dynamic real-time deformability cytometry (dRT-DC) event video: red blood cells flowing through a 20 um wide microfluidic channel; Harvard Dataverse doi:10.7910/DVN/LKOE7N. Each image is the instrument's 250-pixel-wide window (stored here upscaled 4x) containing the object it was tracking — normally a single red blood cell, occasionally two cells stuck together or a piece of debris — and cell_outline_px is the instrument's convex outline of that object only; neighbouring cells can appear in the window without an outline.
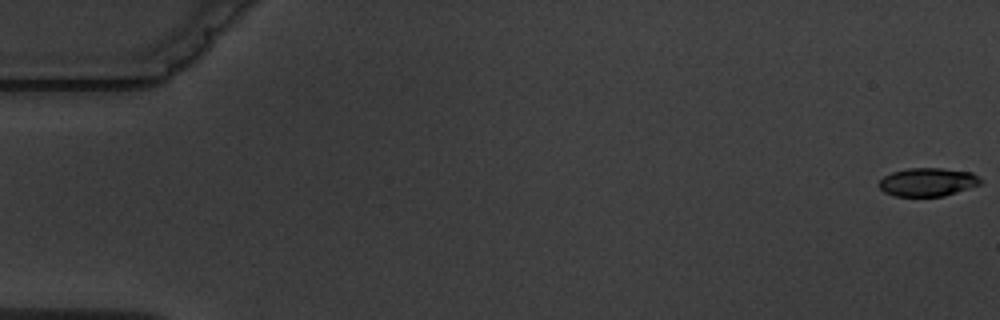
{"species": "common noctule bat (a hibernating species)", "species_latin": "Nyctalus noctula", "temperature_condition": "warm", "stored_images_in_passage": 8, "camera_frame_rate_fps": 3000, "um_per_image_px": 0.085, "animal": {"sex": "male", "body_mass_g": 19.5, "forearm_length_mm": 54.6}, "frame": {"image": 1, "passage_image": 1, "time_ms": 0.0, "image_size_px": [1000, 320], "cell_outline_px": [[984, 180], [980, 184], [944, 196], [896, 196], [884, 192], [880, 188], [880, 180], [884, 176], [892, 172], [908, 168], [940, 168], [972, 172]], "centroid_in_image_um": [78.87, 15.47], "position_along_channel_um": 6.1, "area_um2": 16.7}}
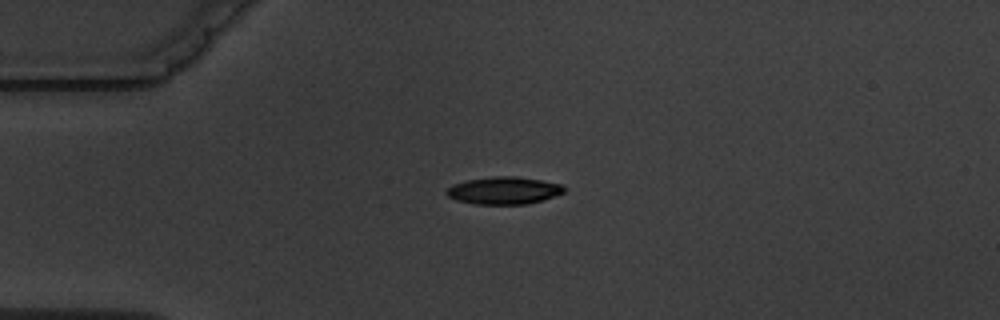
{"frame": {"image": 2, "passage_image": 5, "time_ms": 4.667, "image_size_px": [1000, 320], "cell_outline_px": [[564, 192], [528, 204], [472, 204], [456, 200], [448, 196], [444, 192], [452, 184], [464, 180], [496, 176], [516, 176], [540, 180], [560, 184], [564, 188]], "centroid_in_image_um": [42.75, 16.19], "position_along_channel_um": 42.3, "area_um2": 18.67}}
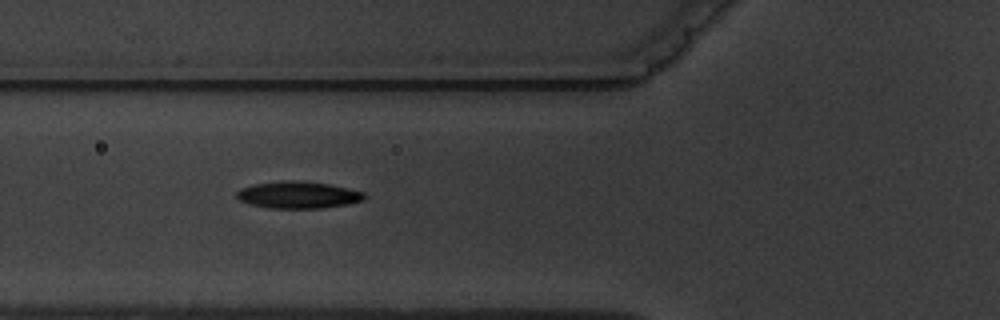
{"frame": {"image": 3, "passage_image": 7, "time_ms": 7.0, "image_size_px": [1000, 320], "cell_outline_px": [[364, 200], [348, 204], [320, 208], [272, 208], [248, 204], [240, 200], [236, 196], [236, 192], [240, 188], [252, 184], [284, 180], [304, 180], [328, 184], [348, 188], [364, 192]], "centroid_in_image_um": [25.31, 16.55], "position_along_channel_um": 100.5, "area_um2": 20.17}}